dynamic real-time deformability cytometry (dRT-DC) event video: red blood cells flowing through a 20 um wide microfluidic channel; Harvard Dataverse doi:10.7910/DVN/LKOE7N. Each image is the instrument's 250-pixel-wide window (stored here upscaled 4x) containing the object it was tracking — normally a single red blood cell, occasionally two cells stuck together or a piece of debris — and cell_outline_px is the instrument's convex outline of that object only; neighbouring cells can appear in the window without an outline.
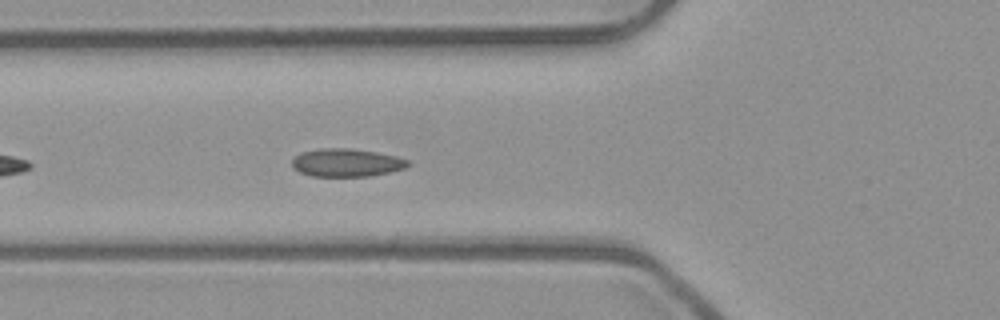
{"species": "common noctule bat (a hibernating species)", "species_latin": "Nyctalus noctula", "temperature_condition": "room temperature", "stored_images_in_passage": 6, "segment_of_instrument_passage": [1, 2], "camera_frame_rate_fps": 3000, "um_per_image_px": 0.085, "animal": {"sex": "male", "body_mass_g": 23.1, "forearm_length_mm": 52.7}, "frame": {"image": 1, "passage_image": 5, "time_ms": 1.333, "image_size_px": [1000, 320], "cell_outline_px": [[412, 164], [404, 168], [372, 176], [312, 176], [300, 172], [292, 168], [292, 156], [300, 152], [320, 148], [352, 148], [376, 152], [396, 156], [408, 160]], "centroid_in_image_um": [29.42, 13.82], "position_along_channel_um": 96.4, "area_um2": 19.13}}